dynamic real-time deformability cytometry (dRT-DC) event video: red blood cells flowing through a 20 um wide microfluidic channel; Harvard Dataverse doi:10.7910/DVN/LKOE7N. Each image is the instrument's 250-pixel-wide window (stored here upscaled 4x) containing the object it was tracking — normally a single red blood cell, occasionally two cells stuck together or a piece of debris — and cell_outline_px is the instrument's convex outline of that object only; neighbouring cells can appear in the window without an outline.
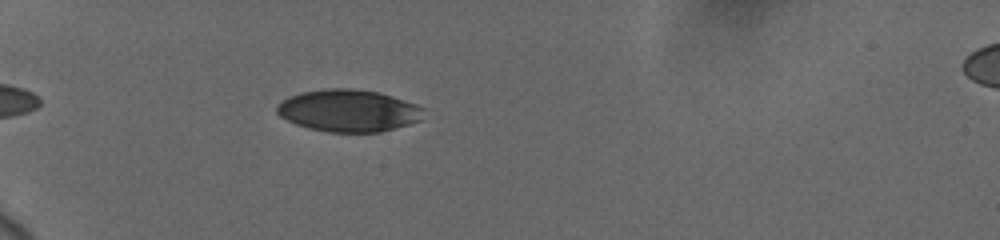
{"species": "human", "species_latin": "Homo sapiens", "temperature_condition": "cold", "stored_images_in_passage": 5, "camera_frame_rate_fps": 3000, "um_per_image_px": 0.085, "donor": {"sex": "female"}, "frame": {"image": 1, "passage_image": 3, "time_ms": 1.333, "image_size_px": [1000, 240], "cell_outline_px": [[424, 120], [380, 132], [328, 132], [308, 128], [296, 124], [280, 116], [276, 112], [276, 104], [280, 100], [288, 96], [300, 92], [328, 88], [352, 88], [380, 92], [416, 104], [424, 108]], "centroid_in_image_um": [29.62, 9.4], "position_along_channel_um": 55.4, "area_um2": 36.47}}
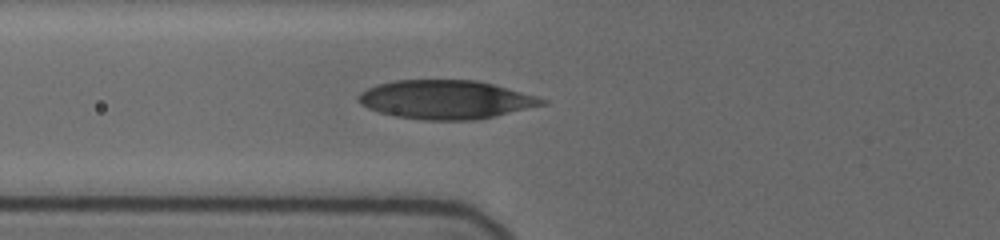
{"frame": {"image": 2, "passage_image": 5, "time_ms": 3.0, "image_size_px": [1000, 240], "cell_outline_px": [[548, 104], [496, 116], [476, 120], [424, 120], [396, 116], [380, 112], [368, 108], [360, 104], [356, 100], [356, 96], [360, 92], [376, 84], [396, 80], [476, 80], [492, 84], [536, 96], [548, 100]], "centroid_in_image_um": [37.88, 8.47], "position_along_channel_um": 87.9, "area_um2": 41.56}}